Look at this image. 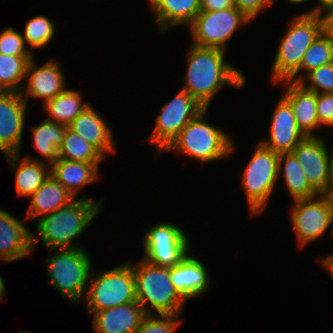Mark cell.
<instances>
[{
    "label": "cell",
    "mask_w": 333,
    "mask_h": 333,
    "mask_svg": "<svg viewBox=\"0 0 333 333\" xmlns=\"http://www.w3.org/2000/svg\"><path fill=\"white\" fill-rule=\"evenodd\" d=\"M226 51L191 44L182 90L188 92L205 109L225 85L241 88L246 82L243 72L225 61Z\"/></svg>",
    "instance_id": "1"
},
{
    "label": "cell",
    "mask_w": 333,
    "mask_h": 333,
    "mask_svg": "<svg viewBox=\"0 0 333 333\" xmlns=\"http://www.w3.org/2000/svg\"><path fill=\"white\" fill-rule=\"evenodd\" d=\"M103 199L75 198L53 213L36 220V231L44 246L49 249L79 248L72 243L84 234L85 229L101 212Z\"/></svg>",
    "instance_id": "2"
},
{
    "label": "cell",
    "mask_w": 333,
    "mask_h": 333,
    "mask_svg": "<svg viewBox=\"0 0 333 333\" xmlns=\"http://www.w3.org/2000/svg\"><path fill=\"white\" fill-rule=\"evenodd\" d=\"M208 109L201 111L183 127L180 134L163 152H176L203 163L214 162L235 152L231 137L218 127L205 121Z\"/></svg>",
    "instance_id": "3"
},
{
    "label": "cell",
    "mask_w": 333,
    "mask_h": 333,
    "mask_svg": "<svg viewBox=\"0 0 333 333\" xmlns=\"http://www.w3.org/2000/svg\"><path fill=\"white\" fill-rule=\"evenodd\" d=\"M132 266L137 302L145 313L155 314L156 311L157 315H180L187 301L175 289L170 268L151 264L143 258Z\"/></svg>",
    "instance_id": "4"
},
{
    "label": "cell",
    "mask_w": 333,
    "mask_h": 333,
    "mask_svg": "<svg viewBox=\"0 0 333 333\" xmlns=\"http://www.w3.org/2000/svg\"><path fill=\"white\" fill-rule=\"evenodd\" d=\"M321 33L320 14L294 15L271 66L274 84L288 80L300 68L304 54Z\"/></svg>",
    "instance_id": "5"
},
{
    "label": "cell",
    "mask_w": 333,
    "mask_h": 333,
    "mask_svg": "<svg viewBox=\"0 0 333 333\" xmlns=\"http://www.w3.org/2000/svg\"><path fill=\"white\" fill-rule=\"evenodd\" d=\"M46 259L49 285L72 303L84 299L90 276L92 260L81 246L79 248L51 249Z\"/></svg>",
    "instance_id": "6"
},
{
    "label": "cell",
    "mask_w": 333,
    "mask_h": 333,
    "mask_svg": "<svg viewBox=\"0 0 333 333\" xmlns=\"http://www.w3.org/2000/svg\"><path fill=\"white\" fill-rule=\"evenodd\" d=\"M126 262L100 273L92 271L83 300L88 312L137 301L133 266Z\"/></svg>",
    "instance_id": "7"
},
{
    "label": "cell",
    "mask_w": 333,
    "mask_h": 333,
    "mask_svg": "<svg viewBox=\"0 0 333 333\" xmlns=\"http://www.w3.org/2000/svg\"><path fill=\"white\" fill-rule=\"evenodd\" d=\"M279 154L266 148L260 142L242 174V186L250 214H261L278 181Z\"/></svg>",
    "instance_id": "8"
},
{
    "label": "cell",
    "mask_w": 333,
    "mask_h": 333,
    "mask_svg": "<svg viewBox=\"0 0 333 333\" xmlns=\"http://www.w3.org/2000/svg\"><path fill=\"white\" fill-rule=\"evenodd\" d=\"M251 21L237 7L200 11L188 26L192 36L191 44L226 51L227 42L235 31Z\"/></svg>",
    "instance_id": "9"
},
{
    "label": "cell",
    "mask_w": 333,
    "mask_h": 333,
    "mask_svg": "<svg viewBox=\"0 0 333 333\" xmlns=\"http://www.w3.org/2000/svg\"><path fill=\"white\" fill-rule=\"evenodd\" d=\"M204 109L188 92L180 89L175 97L161 108L147 141L155 146L158 154L162 153L183 127Z\"/></svg>",
    "instance_id": "10"
},
{
    "label": "cell",
    "mask_w": 333,
    "mask_h": 333,
    "mask_svg": "<svg viewBox=\"0 0 333 333\" xmlns=\"http://www.w3.org/2000/svg\"><path fill=\"white\" fill-rule=\"evenodd\" d=\"M142 243L143 259L167 268L179 264L191 250L186 232L168 222H160L148 228Z\"/></svg>",
    "instance_id": "11"
},
{
    "label": "cell",
    "mask_w": 333,
    "mask_h": 333,
    "mask_svg": "<svg viewBox=\"0 0 333 333\" xmlns=\"http://www.w3.org/2000/svg\"><path fill=\"white\" fill-rule=\"evenodd\" d=\"M290 210V220L300 248L319 239L333 224V206L326 194L294 201Z\"/></svg>",
    "instance_id": "12"
},
{
    "label": "cell",
    "mask_w": 333,
    "mask_h": 333,
    "mask_svg": "<svg viewBox=\"0 0 333 333\" xmlns=\"http://www.w3.org/2000/svg\"><path fill=\"white\" fill-rule=\"evenodd\" d=\"M331 150L328 152L324 138L306 136L292 151L318 194H327L331 186Z\"/></svg>",
    "instance_id": "13"
},
{
    "label": "cell",
    "mask_w": 333,
    "mask_h": 333,
    "mask_svg": "<svg viewBox=\"0 0 333 333\" xmlns=\"http://www.w3.org/2000/svg\"><path fill=\"white\" fill-rule=\"evenodd\" d=\"M27 105L20 93L0 91V148L7 155L21 152Z\"/></svg>",
    "instance_id": "14"
},
{
    "label": "cell",
    "mask_w": 333,
    "mask_h": 333,
    "mask_svg": "<svg viewBox=\"0 0 333 333\" xmlns=\"http://www.w3.org/2000/svg\"><path fill=\"white\" fill-rule=\"evenodd\" d=\"M26 79L20 94L28 106L30 97L41 98L45 104L66 90L63 71L59 63L53 59L36 68L33 57L27 65Z\"/></svg>",
    "instance_id": "15"
},
{
    "label": "cell",
    "mask_w": 333,
    "mask_h": 333,
    "mask_svg": "<svg viewBox=\"0 0 333 333\" xmlns=\"http://www.w3.org/2000/svg\"><path fill=\"white\" fill-rule=\"evenodd\" d=\"M38 241L36 233L31 232L22 220L20 221L11 213L0 209L1 262H12L32 255Z\"/></svg>",
    "instance_id": "16"
},
{
    "label": "cell",
    "mask_w": 333,
    "mask_h": 333,
    "mask_svg": "<svg viewBox=\"0 0 333 333\" xmlns=\"http://www.w3.org/2000/svg\"><path fill=\"white\" fill-rule=\"evenodd\" d=\"M272 112L269 138L259 142L277 154L292 152L306 136L298 128L293 110L283 97Z\"/></svg>",
    "instance_id": "17"
},
{
    "label": "cell",
    "mask_w": 333,
    "mask_h": 333,
    "mask_svg": "<svg viewBox=\"0 0 333 333\" xmlns=\"http://www.w3.org/2000/svg\"><path fill=\"white\" fill-rule=\"evenodd\" d=\"M90 314L94 316V333H137L143 318L147 315L137 301L89 312V316Z\"/></svg>",
    "instance_id": "18"
},
{
    "label": "cell",
    "mask_w": 333,
    "mask_h": 333,
    "mask_svg": "<svg viewBox=\"0 0 333 333\" xmlns=\"http://www.w3.org/2000/svg\"><path fill=\"white\" fill-rule=\"evenodd\" d=\"M205 265L188 252L179 264L170 268V279L186 300L196 298L209 289L210 277Z\"/></svg>",
    "instance_id": "19"
},
{
    "label": "cell",
    "mask_w": 333,
    "mask_h": 333,
    "mask_svg": "<svg viewBox=\"0 0 333 333\" xmlns=\"http://www.w3.org/2000/svg\"><path fill=\"white\" fill-rule=\"evenodd\" d=\"M276 84H283L286 90L281 95L291 106L298 128L305 136H317L314 131L320 127L317 116V93L304 88L298 82L289 80Z\"/></svg>",
    "instance_id": "20"
},
{
    "label": "cell",
    "mask_w": 333,
    "mask_h": 333,
    "mask_svg": "<svg viewBox=\"0 0 333 333\" xmlns=\"http://www.w3.org/2000/svg\"><path fill=\"white\" fill-rule=\"evenodd\" d=\"M101 116L89 104L68 128L93 145L106 158L108 153L115 154L117 149L114 146L112 129Z\"/></svg>",
    "instance_id": "21"
},
{
    "label": "cell",
    "mask_w": 333,
    "mask_h": 333,
    "mask_svg": "<svg viewBox=\"0 0 333 333\" xmlns=\"http://www.w3.org/2000/svg\"><path fill=\"white\" fill-rule=\"evenodd\" d=\"M20 156L9 154L6 159L14 173L17 195L29 198L49 177L50 165L38 157Z\"/></svg>",
    "instance_id": "22"
},
{
    "label": "cell",
    "mask_w": 333,
    "mask_h": 333,
    "mask_svg": "<svg viewBox=\"0 0 333 333\" xmlns=\"http://www.w3.org/2000/svg\"><path fill=\"white\" fill-rule=\"evenodd\" d=\"M24 220L35 221L67 205L75 198L52 175L30 196Z\"/></svg>",
    "instance_id": "23"
},
{
    "label": "cell",
    "mask_w": 333,
    "mask_h": 333,
    "mask_svg": "<svg viewBox=\"0 0 333 333\" xmlns=\"http://www.w3.org/2000/svg\"><path fill=\"white\" fill-rule=\"evenodd\" d=\"M100 163H85L67 161L57 158L50 165V174L68 190L74 198L82 187L91 184L99 178Z\"/></svg>",
    "instance_id": "24"
},
{
    "label": "cell",
    "mask_w": 333,
    "mask_h": 333,
    "mask_svg": "<svg viewBox=\"0 0 333 333\" xmlns=\"http://www.w3.org/2000/svg\"><path fill=\"white\" fill-rule=\"evenodd\" d=\"M201 0H158L151 9L163 32L172 27L190 25L200 12Z\"/></svg>",
    "instance_id": "25"
},
{
    "label": "cell",
    "mask_w": 333,
    "mask_h": 333,
    "mask_svg": "<svg viewBox=\"0 0 333 333\" xmlns=\"http://www.w3.org/2000/svg\"><path fill=\"white\" fill-rule=\"evenodd\" d=\"M281 175L284 176L286 188L293 202L319 195L309 184L305 172L293 152L279 154L278 177Z\"/></svg>",
    "instance_id": "26"
},
{
    "label": "cell",
    "mask_w": 333,
    "mask_h": 333,
    "mask_svg": "<svg viewBox=\"0 0 333 333\" xmlns=\"http://www.w3.org/2000/svg\"><path fill=\"white\" fill-rule=\"evenodd\" d=\"M89 105L83 102L80 91L66 89L63 93L44 104L47 120L69 126Z\"/></svg>",
    "instance_id": "27"
},
{
    "label": "cell",
    "mask_w": 333,
    "mask_h": 333,
    "mask_svg": "<svg viewBox=\"0 0 333 333\" xmlns=\"http://www.w3.org/2000/svg\"><path fill=\"white\" fill-rule=\"evenodd\" d=\"M67 127L47 119L43 120L41 124L31 127L33 146L44 156L43 159H48L49 165L58 158V149L63 143Z\"/></svg>",
    "instance_id": "28"
},
{
    "label": "cell",
    "mask_w": 333,
    "mask_h": 333,
    "mask_svg": "<svg viewBox=\"0 0 333 333\" xmlns=\"http://www.w3.org/2000/svg\"><path fill=\"white\" fill-rule=\"evenodd\" d=\"M58 158L85 163H100L105 159L93 145L68 127L63 143L58 149Z\"/></svg>",
    "instance_id": "29"
},
{
    "label": "cell",
    "mask_w": 333,
    "mask_h": 333,
    "mask_svg": "<svg viewBox=\"0 0 333 333\" xmlns=\"http://www.w3.org/2000/svg\"><path fill=\"white\" fill-rule=\"evenodd\" d=\"M33 56H11L0 53V91L18 92L23 87L26 69Z\"/></svg>",
    "instance_id": "30"
},
{
    "label": "cell",
    "mask_w": 333,
    "mask_h": 333,
    "mask_svg": "<svg viewBox=\"0 0 333 333\" xmlns=\"http://www.w3.org/2000/svg\"><path fill=\"white\" fill-rule=\"evenodd\" d=\"M332 62L333 44L321 33L304 54L300 68L288 80L299 82L310 71ZM300 71L304 72L300 74Z\"/></svg>",
    "instance_id": "31"
},
{
    "label": "cell",
    "mask_w": 333,
    "mask_h": 333,
    "mask_svg": "<svg viewBox=\"0 0 333 333\" xmlns=\"http://www.w3.org/2000/svg\"><path fill=\"white\" fill-rule=\"evenodd\" d=\"M55 26L48 17L38 15L31 18L26 24L23 35L25 44L30 51L36 48H45L55 37Z\"/></svg>",
    "instance_id": "32"
},
{
    "label": "cell",
    "mask_w": 333,
    "mask_h": 333,
    "mask_svg": "<svg viewBox=\"0 0 333 333\" xmlns=\"http://www.w3.org/2000/svg\"><path fill=\"white\" fill-rule=\"evenodd\" d=\"M298 83L317 94L333 93V62L310 71Z\"/></svg>",
    "instance_id": "33"
},
{
    "label": "cell",
    "mask_w": 333,
    "mask_h": 333,
    "mask_svg": "<svg viewBox=\"0 0 333 333\" xmlns=\"http://www.w3.org/2000/svg\"><path fill=\"white\" fill-rule=\"evenodd\" d=\"M179 316L147 314L137 333H174L181 323Z\"/></svg>",
    "instance_id": "34"
},
{
    "label": "cell",
    "mask_w": 333,
    "mask_h": 333,
    "mask_svg": "<svg viewBox=\"0 0 333 333\" xmlns=\"http://www.w3.org/2000/svg\"><path fill=\"white\" fill-rule=\"evenodd\" d=\"M0 53L6 56H34L30 48L26 47L23 35L12 27L0 33Z\"/></svg>",
    "instance_id": "35"
},
{
    "label": "cell",
    "mask_w": 333,
    "mask_h": 333,
    "mask_svg": "<svg viewBox=\"0 0 333 333\" xmlns=\"http://www.w3.org/2000/svg\"><path fill=\"white\" fill-rule=\"evenodd\" d=\"M316 111L320 126L333 127V93L317 94Z\"/></svg>",
    "instance_id": "36"
},
{
    "label": "cell",
    "mask_w": 333,
    "mask_h": 333,
    "mask_svg": "<svg viewBox=\"0 0 333 333\" xmlns=\"http://www.w3.org/2000/svg\"><path fill=\"white\" fill-rule=\"evenodd\" d=\"M274 0H234L235 7L254 20L262 9L269 8Z\"/></svg>",
    "instance_id": "37"
},
{
    "label": "cell",
    "mask_w": 333,
    "mask_h": 333,
    "mask_svg": "<svg viewBox=\"0 0 333 333\" xmlns=\"http://www.w3.org/2000/svg\"><path fill=\"white\" fill-rule=\"evenodd\" d=\"M235 7L234 0H201L200 11H218Z\"/></svg>",
    "instance_id": "38"
},
{
    "label": "cell",
    "mask_w": 333,
    "mask_h": 333,
    "mask_svg": "<svg viewBox=\"0 0 333 333\" xmlns=\"http://www.w3.org/2000/svg\"><path fill=\"white\" fill-rule=\"evenodd\" d=\"M325 13V15H324ZM322 34L333 44V8L320 13Z\"/></svg>",
    "instance_id": "39"
},
{
    "label": "cell",
    "mask_w": 333,
    "mask_h": 333,
    "mask_svg": "<svg viewBox=\"0 0 333 333\" xmlns=\"http://www.w3.org/2000/svg\"><path fill=\"white\" fill-rule=\"evenodd\" d=\"M317 3L318 4L315 5V7L310 11L308 10V12H303L300 14H320L323 11L333 8V0H318Z\"/></svg>",
    "instance_id": "40"
},
{
    "label": "cell",
    "mask_w": 333,
    "mask_h": 333,
    "mask_svg": "<svg viewBox=\"0 0 333 333\" xmlns=\"http://www.w3.org/2000/svg\"><path fill=\"white\" fill-rule=\"evenodd\" d=\"M321 265L327 269V271L329 272V274H331L333 276V254H330L328 256H324L321 257V259L319 260Z\"/></svg>",
    "instance_id": "41"
},
{
    "label": "cell",
    "mask_w": 333,
    "mask_h": 333,
    "mask_svg": "<svg viewBox=\"0 0 333 333\" xmlns=\"http://www.w3.org/2000/svg\"><path fill=\"white\" fill-rule=\"evenodd\" d=\"M5 286L6 285L4 284L3 278H1V276H0V301H2L3 297L5 296V293H6Z\"/></svg>",
    "instance_id": "42"
},
{
    "label": "cell",
    "mask_w": 333,
    "mask_h": 333,
    "mask_svg": "<svg viewBox=\"0 0 333 333\" xmlns=\"http://www.w3.org/2000/svg\"><path fill=\"white\" fill-rule=\"evenodd\" d=\"M326 195L328 196V198H329V200H330V202L333 206V182H331V186H330L329 191L327 192Z\"/></svg>",
    "instance_id": "43"
},
{
    "label": "cell",
    "mask_w": 333,
    "mask_h": 333,
    "mask_svg": "<svg viewBox=\"0 0 333 333\" xmlns=\"http://www.w3.org/2000/svg\"><path fill=\"white\" fill-rule=\"evenodd\" d=\"M331 152H332V155H331V182H333V147H332Z\"/></svg>",
    "instance_id": "44"
},
{
    "label": "cell",
    "mask_w": 333,
    "mask_h": 333,
    "mask_svg": "<svg viewBox=\"0 0 333 333\" xmlns=\"http://www.w3.org/2000/svg\"><path fill=\"white\" fill-rule=\"evenodd\" d=\"M291 4H301V3H304L308 0H288Z\"/></svg>",
    "instance_id": "45"
},
{
    "label": "cell",
    "mask_w": 333,
    "mask_h": 333,
    "mask_svg": "<svg viewBox=\"0 0 333 333\" xmlns=\"http://www.w3.org/2000/svg\"><path fill=\"white\" fill-rule=\"evenodd\" d=\"M150 7H152L158 0H148Z\"/></svg>",
    "instance_id": "46"
},
{
    "label": "cell",
    "mask_w": 333,
    "mask_h": 333,
    "mask_svg": "<svg viewBox=\"0 0 333 333\" xmlns=\"http://www.w3.org/2000/svg\"><path fill=\"white\" fill-rule=\"evenodd\" d=\"M0 151H2V153L5 155V157L7 156V154L0 148Z\"/></svg>",
    "instance_id": "47"
},
{
    "label": "cell",
    "mask_w": 333,
    "mask_h": 333,
    "mask_svg": "<svg viewBox=\"0 0 333 333\" xmlns=\"http://www.w3.org/2000/svg\"><path fill=\"white\" fill-rule=\"evenodd\" d=\"M18 333H29V332H27V331L25 332V330H23V331H21V332H18Z\"/></svg>",
    "instance_id": "48"
}]
</instances>
